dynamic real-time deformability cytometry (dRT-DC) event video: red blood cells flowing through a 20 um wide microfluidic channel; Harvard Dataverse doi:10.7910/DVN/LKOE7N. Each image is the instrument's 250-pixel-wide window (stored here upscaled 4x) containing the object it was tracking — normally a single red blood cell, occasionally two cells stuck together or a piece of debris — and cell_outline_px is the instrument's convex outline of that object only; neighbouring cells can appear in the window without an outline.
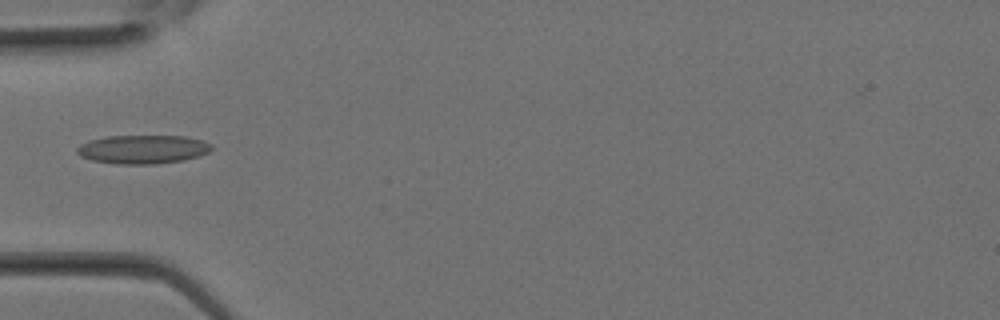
{"species": "Egyptian fruit bat (a non-hibernating species)", "species_latin": "Rousettus aegyptiacus", "temperature_condition": "room temperature", "stored_images_in_passage": 8, "camera_frame_rate_fps": 3000, "um_per_image_px": 0.085, "animal": {"sex": "female"}, "frame": {"image": 1, "passage_image": 5, "time_ms": 1.333, "image_size_px": [1000, 320], "cell_outline_px": [[212, 148], [208, 152], [184, 160], [156, 164], [116, 164], [92, 160], [80, 156], [76, 152], [76, 148], [80, 144], [88, 140], [108, 136], [184, 136], [204, 140], [212, 144]], "centroid_in_image_um": [12.12, 12.69], "position_along_channel_um": 72.9, "area_um2": 22.6}}
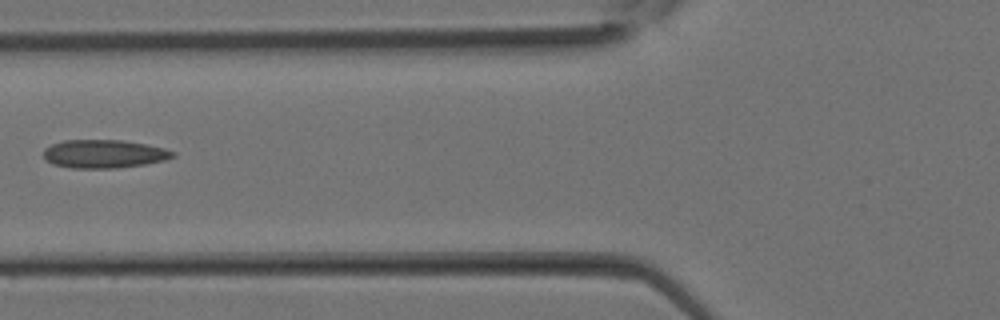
{"frame": {"image": 2, "passage_image": 7, "time_ms": 2.0, "image_size_px": [1000, 320], "cell_outline_px": [[176, 156], [164, 160], [144, 164], [116, 168], [72, 168], [52, 164], [44, 160], [44, 148], [52, 144], [64, 140], [124, 140], [164, 148], [176, 152]], "centroid_in_image_um": [8.82, 13.08], "position_along_channel_um": 117.0, "area_um2": 21.39}}